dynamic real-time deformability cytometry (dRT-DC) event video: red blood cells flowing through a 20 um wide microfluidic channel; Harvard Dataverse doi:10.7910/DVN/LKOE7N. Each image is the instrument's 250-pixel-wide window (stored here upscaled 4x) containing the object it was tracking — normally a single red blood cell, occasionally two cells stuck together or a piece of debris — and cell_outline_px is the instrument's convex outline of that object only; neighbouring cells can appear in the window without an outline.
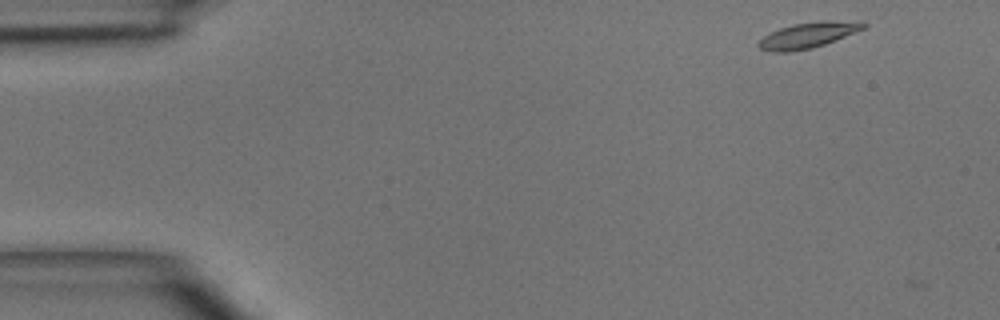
{"species": "common noctule bat (a hibernating species)", "species_latin": "Nyctalus noctula", "temperature_condition": "room temperature", "stored_images_in_passage": 2, "camera_frame_rate_fps": 3000, "um_per_image_px": 0.085, "animal": {"sex": "male", "body_mass_g": 15.6}, "frame": {"image": 1, "passage_image": 1, "time_ms": 0.0, "image_size_px": [1000, 320], "cell_outline_px": [[868, 24], [864, 28], [856, 32], [824, 44], [812, 48], [792, 52], [772, 52], [760, 48], [756, 44], [764, 36], [780, 28], [792, 24], [820, 20], [864, 20]], "centroid_in_image_um": [68.75, 2.96], "position_along_channel_um": 16.3, "area_um2": 15.95}}